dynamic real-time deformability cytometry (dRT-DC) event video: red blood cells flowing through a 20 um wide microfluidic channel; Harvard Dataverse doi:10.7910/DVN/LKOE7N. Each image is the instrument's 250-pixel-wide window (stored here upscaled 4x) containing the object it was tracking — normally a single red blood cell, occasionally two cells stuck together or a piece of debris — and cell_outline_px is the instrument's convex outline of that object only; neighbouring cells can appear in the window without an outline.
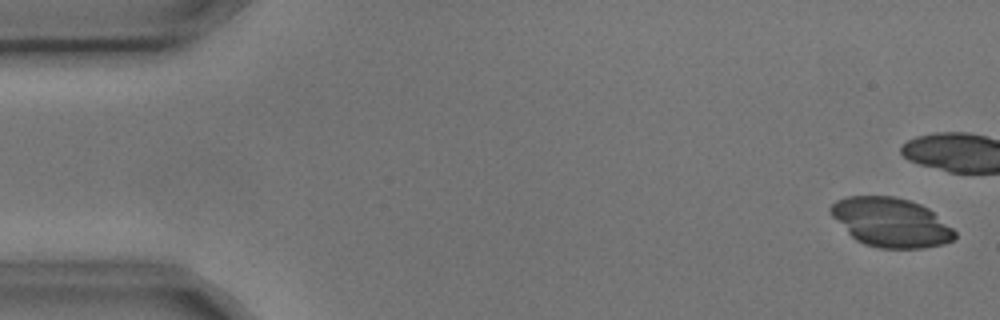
{"species": "common noctule bat (a hibernating species)", "species_latin": "Nyctalus noctula", "temperature_condition": "cold", "stored_images_in_passage": 11, "camera_frame_rate_fps": 3000, "um_per_image_px": 0.085, "animal": {"sex": "male", "body_mass_g": 17.9, "forearm_length_mm": 54.2}, "frame": {"image": 1, "passage_image": 1, "time_ms": 0.0, "image_size_px": [1000, 320], "cell_outline_px": [[956, 236], [952, 240], [944, 244], [924, 248], [880, 248], [864, 244], [856, 240], [828, 212], [828, 208], [836, 200], [848, 196], [896, 196], [920, 204], [928, 208], [952, 228], [956, 232]], "centroid_in_image_um": [75.71, 18.9], "position_along_channel_um": 9.3, "area_um2": 35.43}}